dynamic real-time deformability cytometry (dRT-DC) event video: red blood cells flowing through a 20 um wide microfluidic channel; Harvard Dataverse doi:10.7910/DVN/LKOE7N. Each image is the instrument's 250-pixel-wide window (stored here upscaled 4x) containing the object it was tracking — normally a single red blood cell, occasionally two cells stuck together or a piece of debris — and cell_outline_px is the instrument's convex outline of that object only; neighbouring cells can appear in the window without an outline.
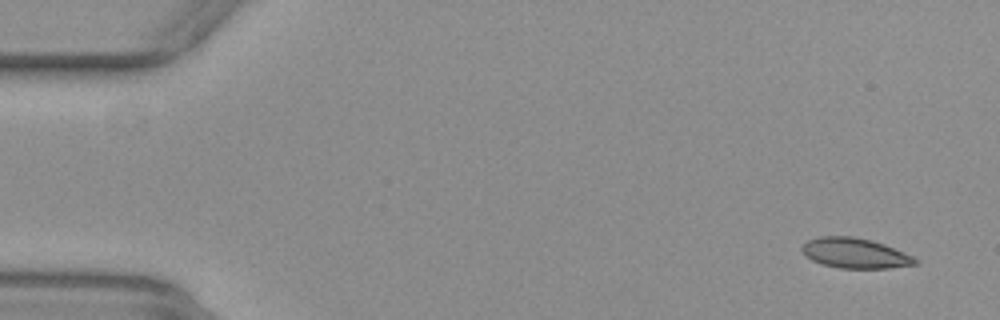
{"species": "common noctule bat (a hibernating species)", "species_latin": "Nyctalus noctula", "temperature_condition": "warm", "stored_images_in_passage": 53, "camera_frame_rate_fps": 3000, "um_per_image_px": 0.085, "animal": {"sex": "female", "body_mass_g": 29.2, "forearm_length_mm": 56.3}, "frame": {"image": 1, "passage_image": 3, "time_ms": 0.667, "image_size_px": [1000, 320], "cell_outline_px": [[920, 264], [888, 268], [840, 268], [824, 264], [812, 260], [804, 256], [800, 248], [808, 240], [820, 236], [852, 236], [872, 240], [884, 244], [904, 252], [920, 260]], "centroid_in_image_um": [72.69, 21.52], "position_along_channel_um": 12.3, "area_um2": 20.0}}
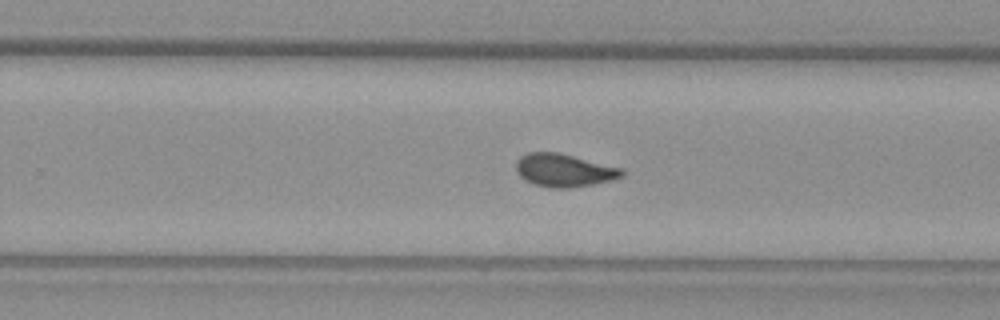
{"frame": {"image": 2, "passage_image": 34, "time_ms": 11.0, "image_size_px": [1000, 320], "cell_outline_px": [[624, 176], [612, 180], [572, 188], [552, 188], [532, 184], [524, 180], [516, 172], [516, 160], [520, 156], [528, 152], [556, 152], [624, 168]], "centroid_in_image_um": [47.93, 14.48], "position_along_channel_um": 281.9, "area_um2": 20.52}}
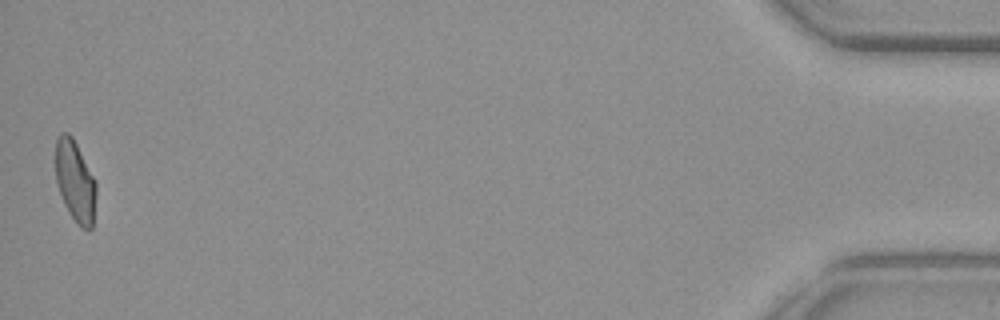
{"frame": {"image": 3, "passage_image": 53, "time_ms": 17.333, "image_size_px": [1000, 320], "cell_outline_px": [[96, 196], [92, 228], [88, 232], [80, 228], [68, 212], [64, 204], [56, 180], [56, 136], [60, 132], [68, 132], [72, 136], [96, 180]], "centroid_in_image_um": [6.4, 15.42], "position_along_channel_um": 428.8, "area_um2": 19.48}, "authors_computed_cell_mechanics": {"area_um2": 20.0566, "velocity_mm_per_s": 3.8782, "shape_relaxation_time_tau1_ms": null, "shape_relaxation_time_tau2_ms": 1.4109, "deformation_change_tau1": null, "deformation_change_tau2": 0.0656}}